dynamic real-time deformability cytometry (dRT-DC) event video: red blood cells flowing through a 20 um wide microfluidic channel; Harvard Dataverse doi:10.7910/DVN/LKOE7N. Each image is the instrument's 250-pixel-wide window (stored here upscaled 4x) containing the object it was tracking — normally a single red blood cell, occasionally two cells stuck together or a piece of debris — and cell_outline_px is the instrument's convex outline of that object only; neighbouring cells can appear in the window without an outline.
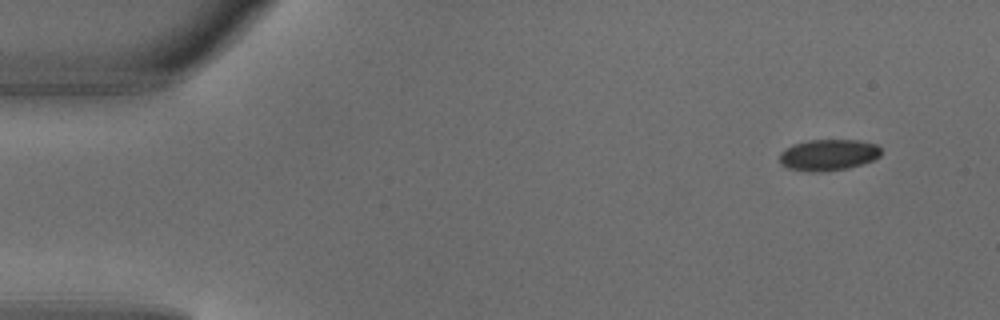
{"species": "common noctule bat (a hibernating species)", "species_latin": "Nyctalus noctula", "temperature_condition": "warm", "stored_images_in_passage": 3, "camera_frame_rate_fps": 3000, "um_per_image_px": 0.085, "animal": {"sex": "male", "body_mass_g": 18.8}, "frame": {"image": 1, "passage_image": 1, "time_ms": 0.0, "image_size_px": [1000, 320], "cell_outline_px": [[880, 156], [872, 160], [848, 168], [824, 172], [812, 172], [788, 168], [780, 164], [780, 152], [784, 148], [792, 144], [808, 140], [860, 140], [876, 144], [880, 148]], "centroid_in_image_um": [70.37, 13.16], "position_along_channel_um": 14.6, "area_um2": 18.61}}
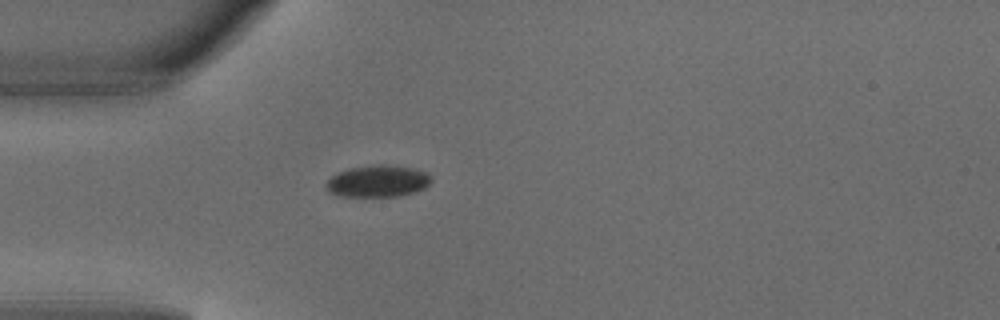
{"frame": {"image": 2, "passage_image": 3, "time_ms": 0.667, "image_size_px": [1000, 320], "cell_outline_px": [[432, 180], [424, 188], [416, 192], [400, 196], [340, 196], [332, 192], [324, 184], [332, 176], [348, 168], [372, 164], [384, 164], [412, 168], [428, 172], [432, 176]], "centroid_in_image_um": [32.16, 15.38], "position_along_channel_um": 52.8, "area_um2": 19.54}}